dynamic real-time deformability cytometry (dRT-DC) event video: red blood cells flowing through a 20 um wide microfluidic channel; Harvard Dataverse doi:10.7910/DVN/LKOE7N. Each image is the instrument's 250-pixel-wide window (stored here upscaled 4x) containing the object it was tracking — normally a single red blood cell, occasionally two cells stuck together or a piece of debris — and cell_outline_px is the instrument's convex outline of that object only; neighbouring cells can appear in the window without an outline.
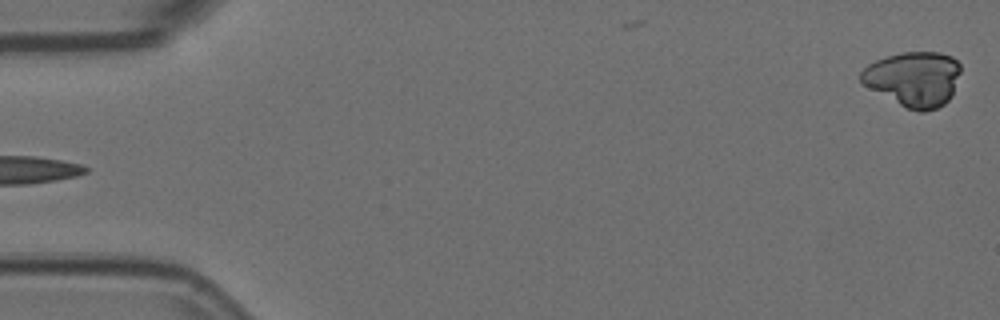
{"species": "Egyptian fruit bat (a non-hibernating species)", "species_latin": "Rousettus aegyptiacus", "temperature_condition": "room temperature", "stored_images_in_passage": 6, "segment_of_instrument_passage": [2, 2], "camera_frame_rate_fps": 3000, "um_per_image_px": 0.085, "animal": {"sex": "female"}, "frame": {"image": 1, "passage_image": 6, "time_ms": 1.667, "image_size_px": [1000, 320], "cell_outline_px": [[960, 72], [952, 96], [944, 104], [936, 108], [924, 112], [920, 112], [908, 108], [860, 84], [860, 72], [868, 64], [876, 60], [888, 56], [904, 52], [940, 52], [952, 56], [960, 64]], "centroid_in_image_um": [77.66, 6.7], "position_along_channel_um": 7.3, "area_um2": 31.91}}